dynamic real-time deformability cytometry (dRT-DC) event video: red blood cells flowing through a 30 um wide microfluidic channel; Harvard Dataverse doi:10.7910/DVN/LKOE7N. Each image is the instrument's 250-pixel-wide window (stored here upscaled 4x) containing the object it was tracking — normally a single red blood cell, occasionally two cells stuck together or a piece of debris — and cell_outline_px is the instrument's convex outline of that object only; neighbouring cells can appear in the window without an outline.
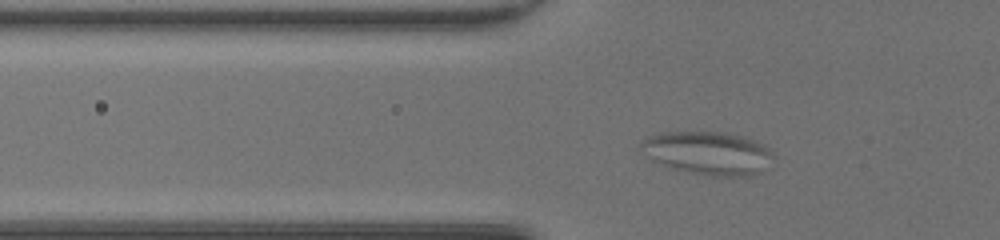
{"species": "common noctule bat (a hibernating species)", "species_latin": "Nyctalus noctula", "temperature_condition": "room temperature", "stored_images_in_passage": 41, "camera_frame_rate_fps": 3000, "um_per_image_px": 0.085, "animal": {"sex": "female", "body_mass_g": 20.0, "forearm_length_mm": 54.0}, "frame": {"image": 1, "passage_image": 8, "time_ms": 2.333, "image_size_px": [1000, 240], "cell_outline_px": [[776, 156], [772, 168], [748, 176], [712, 176], [688, 172], [672, 168], [648, 160], [636, 148], [648, 136], [660, 132], [724, 132], [740, 136], [764, 144]], "centroid_in_image_um": [60.18, 13.03], "position_along_channel_um": 65.6, "area_um2": 34.16}}
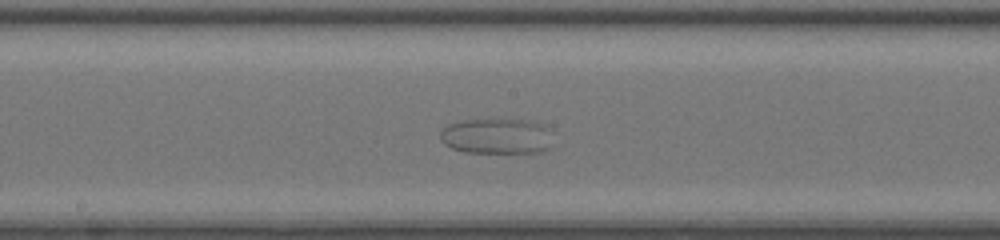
{"frame": {"image": 2, "passage_image": 19, "time_ms": 6.0, "image_size_px": [1000, 240], "cell_outline_px": [[552, 128], [548, 148], [540, 152], [464, 152], [452, 148], [444, 144], [440, 140], [440, 132], [448, 124], [464, 120], [504, 116], [532, 120], [544, 124]], "centroid_in_image_um": [42.24, 11.5], "position_along_channel_um": 206.0, "area_um2": 24.33}}
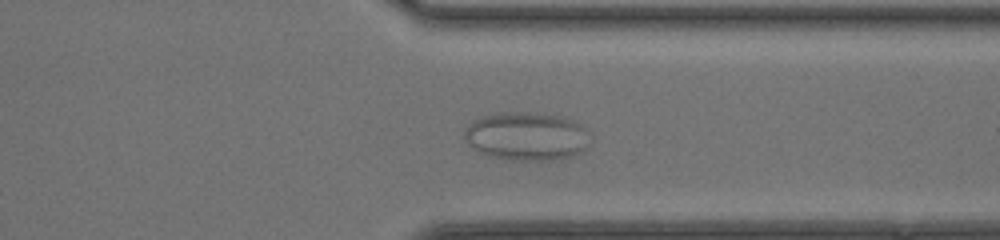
{"frame": {"image": 3, "passage_image": 31, "time_ms": 10.0, "image_size_px": [1000, 240], "cell_outline_px": [[588, 128], [584, 148], [580, 152], [568, 156], [552, 160], [508, 160], [488, 156], [480, 152], [468, 144], [464, 140], [464, 128], [476, 120], [484, 116], [504, 112], [524, 112], [560, 116], [572, 120]], "centroid_in_image_um": [44.71, 11.58], "position_along_channel_um": 366.7, "area_um2": 35.03}}